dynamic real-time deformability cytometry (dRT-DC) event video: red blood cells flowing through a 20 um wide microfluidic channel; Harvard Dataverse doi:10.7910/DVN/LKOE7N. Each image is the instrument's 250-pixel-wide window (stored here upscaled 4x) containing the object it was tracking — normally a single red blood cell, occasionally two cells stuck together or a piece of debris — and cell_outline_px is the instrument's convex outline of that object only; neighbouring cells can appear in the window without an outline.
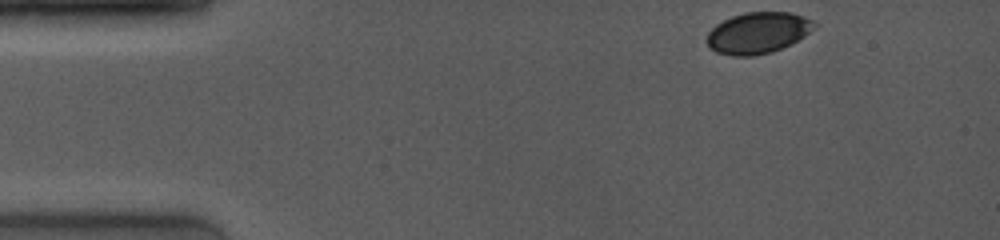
{"species": "common noctule bat (a hibernating species)", "species_latin": "Nyctalus noctula", "temperature_condition": "room temperature", "stored_images_in_passage": 86, "camera_frame_rate_fps": 4000, "um_per_image_px": 0.085, "animal": {"sex": "female", "body_mass_g": 19.0, "forearm_length_mm": 53.3}, "frame": {"image": 1, "passage_image": 1, "time_ms": 0.0, "image_size_px": [1000, 240], "cell_outline_px": [[816, 28], [792, 44], [772, 52], [752, 56], [732, 56], [716, 52], [708, 48], [704, 40], [708, 32], [716, 24], [732, 16], [744, 12], [788, 12], [812, 20], [816, 24]], "centroid_in_image_um": [64.38, 2.81], "position_along_channel_um": 20.6, "area_um2": 26.07}}
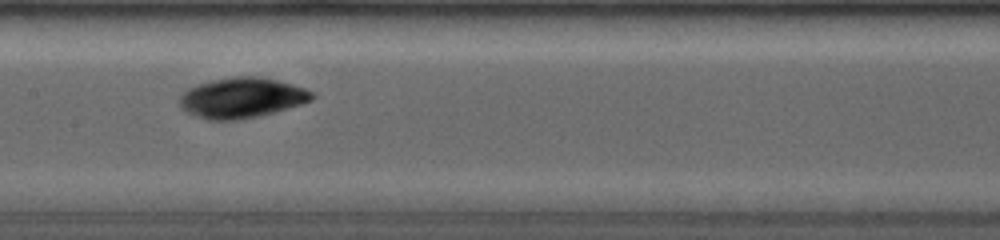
{"frame": {"image": 2, "passage_image": 34, "time_ms": 6.25, "image_size_px": [1000, 240], "cell_outline_px": [[316, 96], [312, 100], [300, 104], [260, 116], [236, 120], [208, 120], [184, 112], [180, 108], [180, 96], [188, 88], [196, 84], [212, 80], [236, 76], [256, 76], [276, 80], [292, 84], [304, 88], [312, 92]], "centroid_in_image_um": [20.52, 8.32], "position_along_channel_um": 186.9, "area_um2": 31.1}}
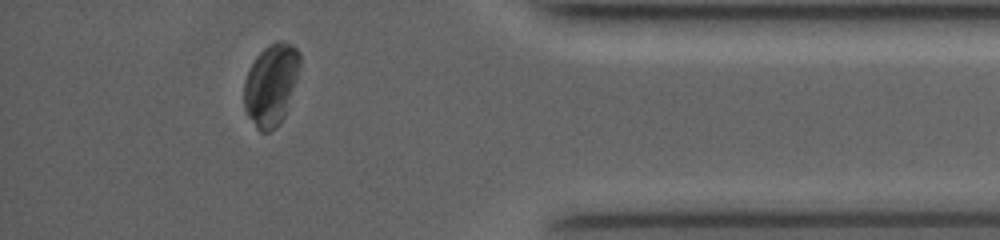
{"frame": {"image": 3, "passage_image": 75, "time_ms": 12.25, "image_size_px": [1000, 240], "cell_outline_px": [[300, 64], [284, 116], [276, 128], [268, 132], [260, 132], [256, 128], [248, 116], [244, 108], [244, 80], [256, 56], [268, 44], [276, 40], [280, 40], [292, 44], [300, 52]], "centroid_in_image_um": [23.02, 7.18], "position_along_channel_um": 412.2, "area_um2": 26.41}, "authors_computed_cell_mechanics": {"area_um2": 29.2757, "velocity_mm_per_s": 4.0394, "shape_relaxation_time_tau1_ms": 1.6588, "shape_relaxation_time_tau2_ms": 1.8785, "deformation_change_tau1": 0.0719, "deformation_change_tau2": 0.0249}}